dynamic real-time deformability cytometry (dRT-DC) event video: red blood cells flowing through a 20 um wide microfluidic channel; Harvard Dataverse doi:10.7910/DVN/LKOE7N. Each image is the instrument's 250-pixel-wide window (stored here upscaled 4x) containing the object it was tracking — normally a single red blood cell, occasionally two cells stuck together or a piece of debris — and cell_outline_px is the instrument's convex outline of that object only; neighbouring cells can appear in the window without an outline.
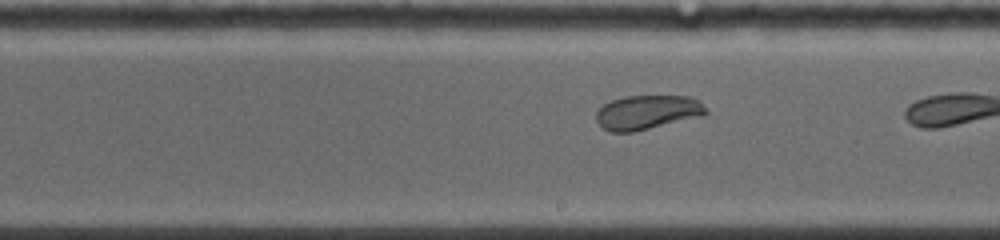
{"species": "common noctule bat (a hibernating species)", "species_latin": "Nyctalus noctula", "temperature_condition": "warm", "stored_images_in_passage": 22, "camera_frame_rate_fps": 5000, "um_per_image_px": 0.085, "animal": {"sex": "female", "body_mass_g": 19.0, "forearm_length_mm": 53.3}, "frame": {"image": 1, "passage_image": 19, "time_ms": 3.8, "image_size_px": [1000, 240], "cell_outline_px": [[708, 112], [704, 116], [632, 132], [608, 132], [596, 120], [596, 112], [604, 104], [612, 100], [624, 96], [688, 96], [700, 100]], "centroid_in_image_um": [55.04, 9.54], "position_along_channel_um": 234.0, "area_um2": 21.96}}